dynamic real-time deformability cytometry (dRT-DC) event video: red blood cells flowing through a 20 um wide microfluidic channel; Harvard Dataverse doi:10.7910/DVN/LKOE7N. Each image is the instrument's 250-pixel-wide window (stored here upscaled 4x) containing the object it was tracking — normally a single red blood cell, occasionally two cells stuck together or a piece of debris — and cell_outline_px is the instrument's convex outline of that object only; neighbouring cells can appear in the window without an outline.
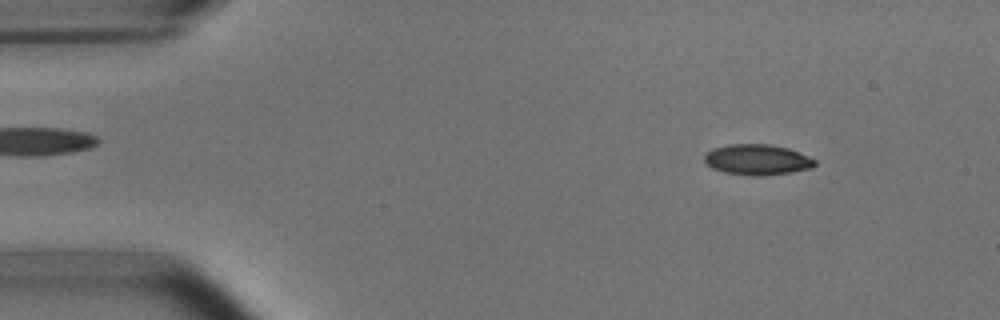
{"species": "common noctule bat (a hibernating species)", "species_latin": "Nyctalus noctula", "temperature_condition": "room temperature", "stored_images_in_passage": 5, "camera_frame_rate_fps": 3000, "um_per_image_px": 0.085, "animal": {"sex": "male", "body_mass_g": 15.6}, "frame": {"image": 1, "passage_image": 1, "time_ms": 0.0, "image_size_px": [1000, 320], "cell_outline_px": [[816, 164], [812, 168], [792, 172], [760, 176], [752, 176], [724, 172], [712, 168], [704, 160], [704, 156], [712, 148], [728, 144], [768, 144], [788, 148], [808, 156], [816, 160]], "centroid_in_image_um": [64.37, 13.57], "position_along_channel_um": 20.6, "area_um2": 19.71}}
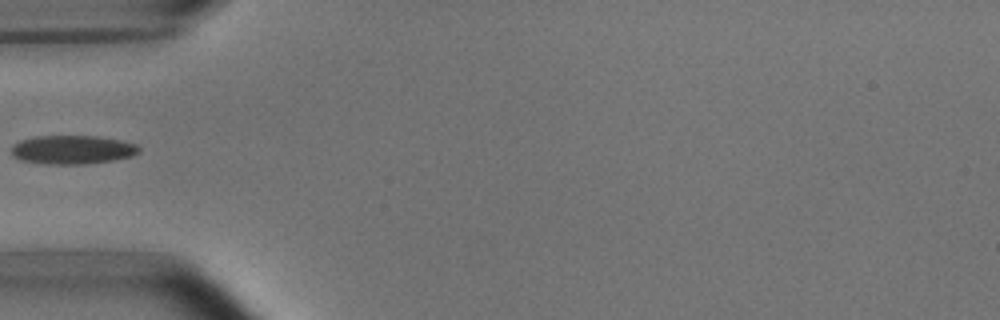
{"frame": {"image": 2, "passage_image": 4, "time_ms": 3.667, "image_size_px": [1000, 320], "cell_outline_px": [[140, 152], [132, 156], [112, 160], [84, 164], [44, 164], [20, 160], [12, 156], [12, 144], [20, 140], [36, 136], [96, 136], [120, 140], [136, 144], [140, 148]], "centroid_in_image_um": [6.13, 12.72], "position_along_channel_um": 78.9, "area_um2": 21.44}}